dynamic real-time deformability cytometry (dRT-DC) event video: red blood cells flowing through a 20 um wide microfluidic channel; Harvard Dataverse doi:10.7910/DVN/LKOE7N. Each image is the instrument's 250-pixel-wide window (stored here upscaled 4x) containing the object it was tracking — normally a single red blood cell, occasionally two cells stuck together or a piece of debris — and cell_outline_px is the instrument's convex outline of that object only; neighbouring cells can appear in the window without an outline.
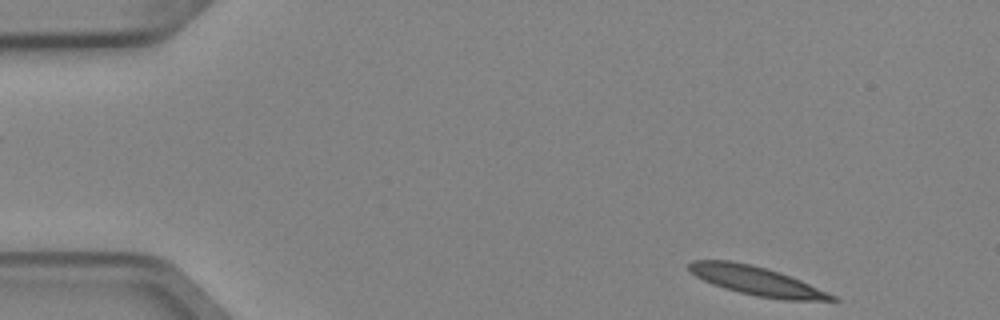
{"species": "Egyptian fruit bat (a non-hibernating species)", "species_latin": "Rousettus aegyptiacus", "temperature_condition": "cold", "stored_images_in_passage": 5, "segment_of_instrument_passage": [2, 2], "camera_frame_rate_fps": 3000, "um_per_image_px": 0.085, "animal": {"sex": "female"}, "frame": {"image": 1, "passage_image": 5, "time_ms": 1.333, "image_size_px": [1000, 320], "cell_outline_px": [[840, 300], [784, 300], [756, 296], [724, 288], [712, 284], [696, 276], [688, 268], [688, 264], [692, 260], [732, 260], [752, 264], [768, 268], [780, 272], [800, 280], [828, 292], [836, 296]], "centroid_in_image_um": [64.3, 23.86], "position_along_channel_um": 20.7, "area_um2": 23.99}}